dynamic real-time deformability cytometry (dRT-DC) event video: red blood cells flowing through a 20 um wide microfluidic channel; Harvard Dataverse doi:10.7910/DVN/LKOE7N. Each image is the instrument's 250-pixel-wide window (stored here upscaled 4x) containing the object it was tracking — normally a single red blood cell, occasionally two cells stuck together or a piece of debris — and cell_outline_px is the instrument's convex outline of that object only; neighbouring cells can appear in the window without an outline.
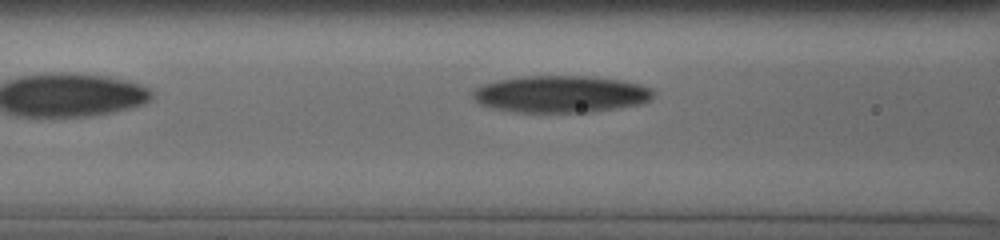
{"species": "human", "species_latin": "Homo sapiens", "temperature_condition": "cold", "stored_images_in_passage": 41, "camera_frame_rate_fps": 3000, "um_per_image_px": 0.085, "donor": {"sex": "male"}, "frame": {"image": 1, "passage_image": 9, "time_ms": 1.333, "image_size_px": [1000, 240], "cell_outline_px": [[656, 92], [648, 100], [640, 104], [592, 112], [516, 112], [492, 108], [480, 104], [472, 96], [472, 92], [480, 84], [496, 80], [520, 76], [588, 76], [620, 80], [640, 84], [652, 88]], "centroid_in_image_um": [47.64, 7.99], "position_along_channel_um": 119.0, "area_um2": 39.07}}
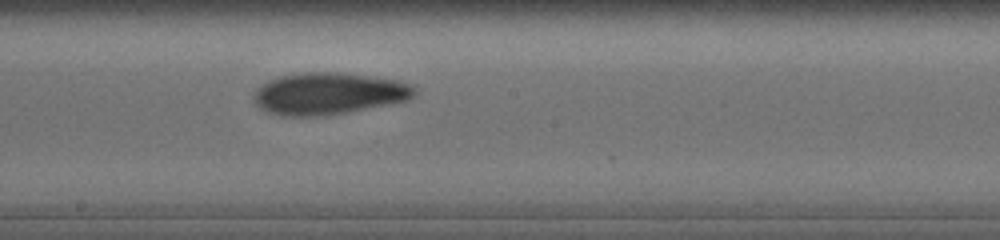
{"frame": {"image": 2, "passage_image": 19, "time_ms": 4.0, "image_size_px": [1000, 240], "cell_outline_px": [[416, 92], [408, 100], [388, 104], [344, 112], [316, 116], [284, 116], [268, 112], [260, 108], [252, 100], [252, 96], [256, 88], [280, 76], [304, 72], [336, 72], [400, 80], [416, 84]], "centroid_in_image_um": [27.94, 7.94], "position_along_channel_um": 220.3, "area_um2": 39.07}}
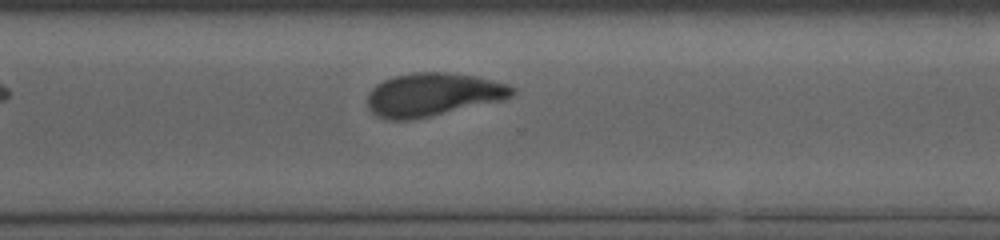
{"frame": {"image": 3, "passage_image": 31, "time_ms": 7.0, "image_size_px": [1000, 240], "cell_outline_px": [[516, 92], [512, 96], [504, 100], [412, 120], [388, 120], [372, 112], [368, 108], [368, 92], [376, 84], [392, 76], [416, 72], [448, 72], [476, 76], [508, 84], [516, 88]], "centroid_in_image_um": [36.82, 8.03], "position_along_channel_um": 333.8, "area_um2": 36.65}, "authors_computed_cell_mechanics": {"area_um2": 38.0324, "velocity_mm_per_s": 3.8038, "shape_relaxation_time_tau1_ms": 9.1401, "shape_relaxation_time_tau2_ms": 3.8836, "deformation_change_tau1": 0.2344, "deformation_change_tau2": 0.1098}}